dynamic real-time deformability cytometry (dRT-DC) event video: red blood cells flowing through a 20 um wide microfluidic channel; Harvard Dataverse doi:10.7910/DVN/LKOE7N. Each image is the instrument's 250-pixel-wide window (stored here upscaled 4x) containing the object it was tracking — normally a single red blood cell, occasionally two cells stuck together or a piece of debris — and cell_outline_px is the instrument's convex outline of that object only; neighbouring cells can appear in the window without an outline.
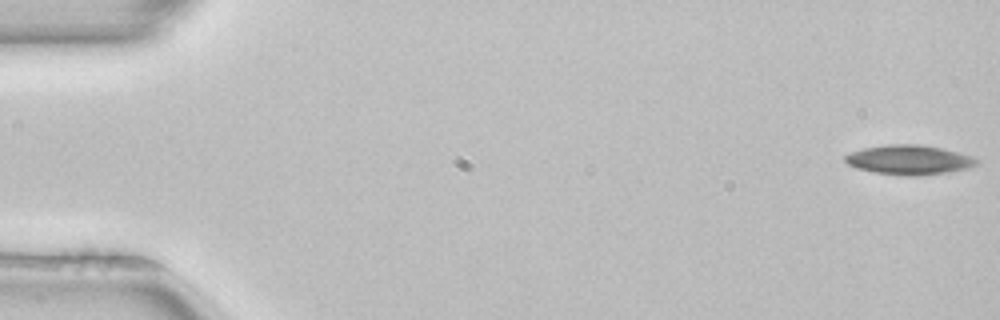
{"species": "common noctule bat (a hibernating species)", "species_latin": "Nyctalus noctula", "temperature_condition": "room temperature", "stored_images_in_passage": 16, "camera_frame_rate_fps": 3000, "um_per_image_px": 0.085, "animal": {"sex": "female", "body_mass_g": 22.7, "forearm_length_mm": 54.2}, "frame": {"image": 1, "passage_image": 1, "time_ms": 0.0, "image_size_px": [1000, 320], "cell_outline_px": [[980, 164], [968, 168], [948, 172], [916, 176], [908, 176], [876, 172], [856, 168], [848, 164], [844, 160], [844, 156], [852, 152], [864, 148], [888, 144], [920, 144], [940, 148], [972, 156], [980, 160]], "centroid_in_image_um": [77.3, 13.58], "position_along_channel_um": 7.7, "area_um2": 22.54}}
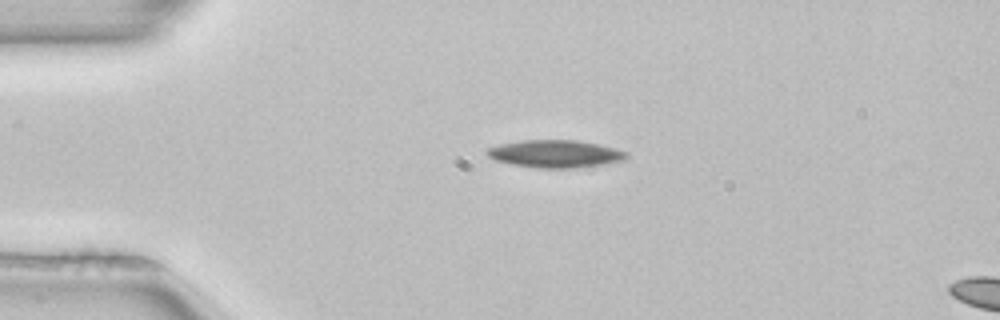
{"frame": {"image": 2, "passage_image": 12, "time_ms": 3.667, "image_size_px": [1000, 320], "cell_outline_px": [[628, 156], [624, 160], [604, 164], [572, 168], [536, 168], [512, 164], [496, 160], [488, 156], [484, 152], [488, 148], [500, 144], [524, 140], [576, 140], [596, 144], [628, 152]], "centroid_in_image_um": [47.17, 13.08], "position_along_channel_um": 37.8, "area_um2": 22.2}}